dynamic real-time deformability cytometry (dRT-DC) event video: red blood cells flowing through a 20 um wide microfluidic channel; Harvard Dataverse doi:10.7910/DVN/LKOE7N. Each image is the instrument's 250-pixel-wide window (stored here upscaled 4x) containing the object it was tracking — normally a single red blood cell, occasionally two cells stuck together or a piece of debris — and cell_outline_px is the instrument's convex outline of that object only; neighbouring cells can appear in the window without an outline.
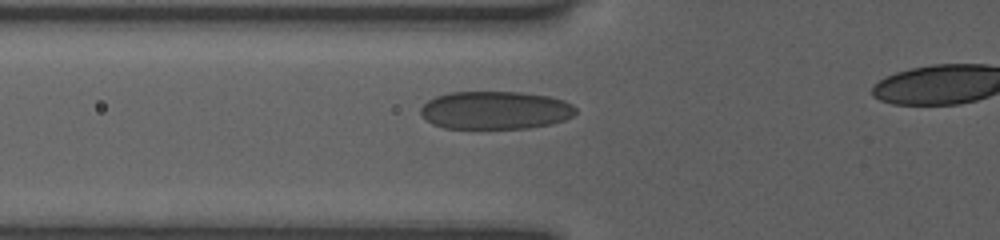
{"species": "human", "species_latin": "Homo sapiens", "temperature_condition": "room temperature", "stored_images_in_passage": 43, "camera_frame_rate_fps": 3000, "um_per_image_px": 0.085, "donor": {"sex": "female"}, "frame": {"image": 1, "passage_image": 16, "time_ms": 5.0, "image_size_px": [1000, 240], "cell_outline_px": [[576, 112], [572, 116], [564, 120], [552, 124], [528, 128], [444, 128], [432, 124], [420, 112], [420, 108], [428, 100], [436, 96], [452, 92], [520, 92], [548, 96], [564, 100], [572, 104], [576, 108]], "centroid_in_image_um": [42.12, 9.37], "position_along_channel_um": 83.7, "area_um2": 34.33}}
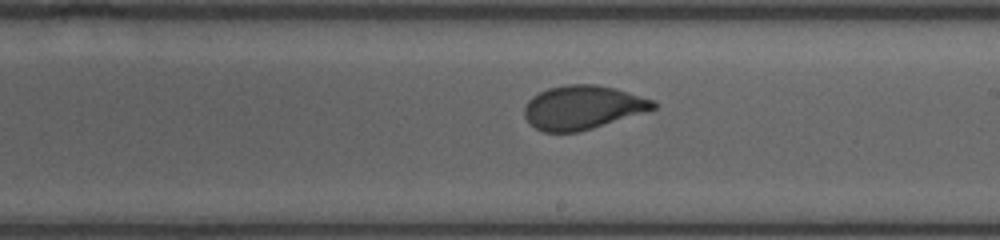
{"frame": {"image": 2, "passage_image": 28, "time_ms": 9.0, "image_size_px": [1000, 240], "cell_outline_px": [[656, 108], [592, 128], [576, 132], [544, 132], [536, 128], [524, 116], [524, 108], [528, 100], [532, 96], [548, 88], [568, 84], [596, 84], [616, 88], [656, 100]], "centroid_in_image_um": [49.52, 9.11], "position_along_channel_um": 239.5, "area_um2": 32.71}}
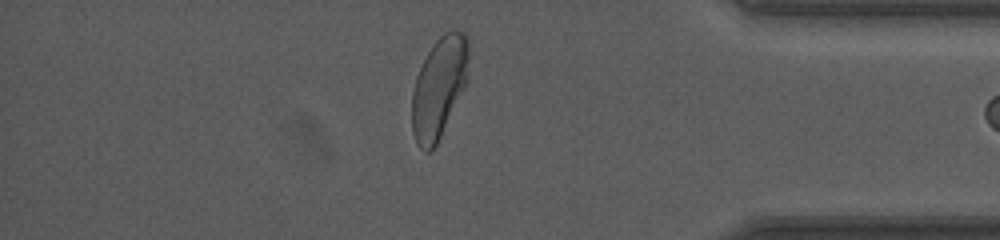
{"frame": {"image": 3, "passage_image": 42, "time_ms": 13.667, "image_size_px": [1000, 240], "cell_outline_px": [[468, 56], [464, 84], [440, 136], [436, 144], [428, 152], [424, 152], [416, 144], [412, 132], [412, 92], [416, 76], [428, 52], [436, 40], [444, 32], [452, 28], [456, 28], [468, 40]], "centroid_in_image_um": [37.26, 7.42], "position_along_channel_um": 397.9, "area_um2": 32.43}}